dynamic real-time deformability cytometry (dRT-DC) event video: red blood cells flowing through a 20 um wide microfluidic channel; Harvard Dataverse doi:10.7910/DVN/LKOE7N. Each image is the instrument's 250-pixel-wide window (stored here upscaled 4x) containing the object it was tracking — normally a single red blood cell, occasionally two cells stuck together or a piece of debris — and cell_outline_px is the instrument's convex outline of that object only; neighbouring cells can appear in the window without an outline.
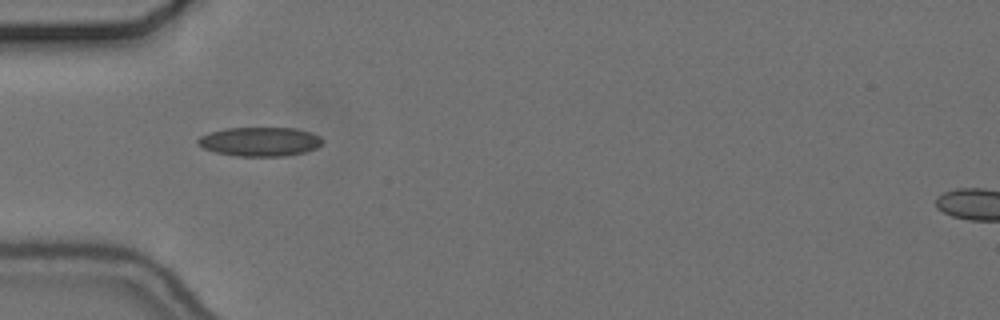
{"species": "common noctule bat (a hibernating species)", "species_latin": "Nyctalus noctula", "temperature_condition": "cold", "stored_images_in_passage": 20, "camera_frame_rate_fps": 3000, "um_per_image_px": 0.085, "animal": {"sex": "female", "body_mass_g": 24.6, "forearm_length_mm": 56.2}, "frame": {"image": 1, "passage_image": 1, "time_ms": 0.0, "image_size_px": [1000, 320], "cell_outline_px": [[324, 140], [316, 148], [304, 152], [284, 156], [236, 156], [216, 152], [204, 148], [196, 144], [196, 140], [200, 136], [224, 128], [296, 128], [312, 132], [320, 136]], "centroid_in_image_um": [22.09, 12.03], "position_along_channel_um": 62.9, "area_um2": 21.15}}
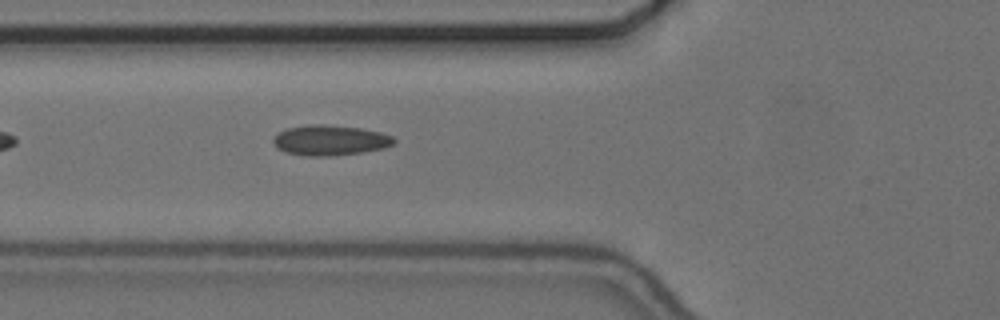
{"frame": {"image": 2, "passage_image": 4, "time_ms": 1.0, "image_size_px": [1000, 320], "cell_outline_px": [[396, 140], [392, 144], [384, 148], [360, 152], [328, 156], [304, 156], [284, 152], [276, 148], [272, 140], [280, 132], [288, 128], [308, 124], [324, 124], [360, 128], [380, 132], [392, 136]], "centroid_in_image_um": [28.02, 11.92], "position_along_channel_um": 97.8, "area_um2": 21.21}}